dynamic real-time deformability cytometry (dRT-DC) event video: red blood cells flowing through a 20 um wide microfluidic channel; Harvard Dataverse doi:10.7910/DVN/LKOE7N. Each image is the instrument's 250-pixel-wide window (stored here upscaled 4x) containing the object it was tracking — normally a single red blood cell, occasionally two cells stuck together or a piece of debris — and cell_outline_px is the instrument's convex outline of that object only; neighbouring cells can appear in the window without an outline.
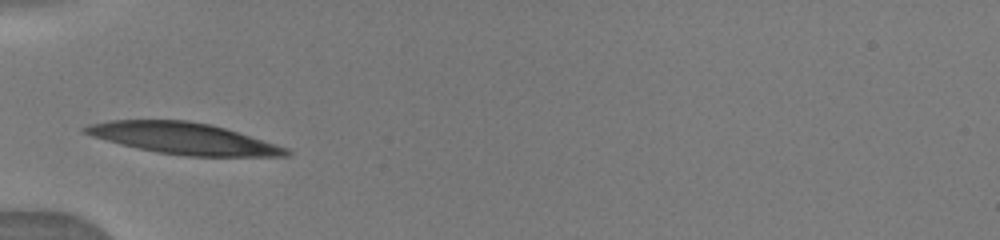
{"species": "human", "species_latin": "Homo sapiens", "temperature_condition": "warm", "stored_images_in_passage": 25, "camera_frame_rate_fps": 3000, "um_per_image_px": 0.085, "donor": {"sex": "male"}, "frame": {"image": 1, "passage_image": 1, "time_ms": 0.0, "image_size_px": [1000, 240], "cell_outline_px": [[292, 152], [288, 156], [188, 156], [160, 152], [120, 144], [92, 136], [80, 132], [80, 128], [88, 124], [108, 120], [188, 120], [212, 124], [276, 144], [288, 148]], "centroid_in_image_um": [15.56, 11.75], "position_along_channel_um": 69.4, "area_um2": 36.65}}